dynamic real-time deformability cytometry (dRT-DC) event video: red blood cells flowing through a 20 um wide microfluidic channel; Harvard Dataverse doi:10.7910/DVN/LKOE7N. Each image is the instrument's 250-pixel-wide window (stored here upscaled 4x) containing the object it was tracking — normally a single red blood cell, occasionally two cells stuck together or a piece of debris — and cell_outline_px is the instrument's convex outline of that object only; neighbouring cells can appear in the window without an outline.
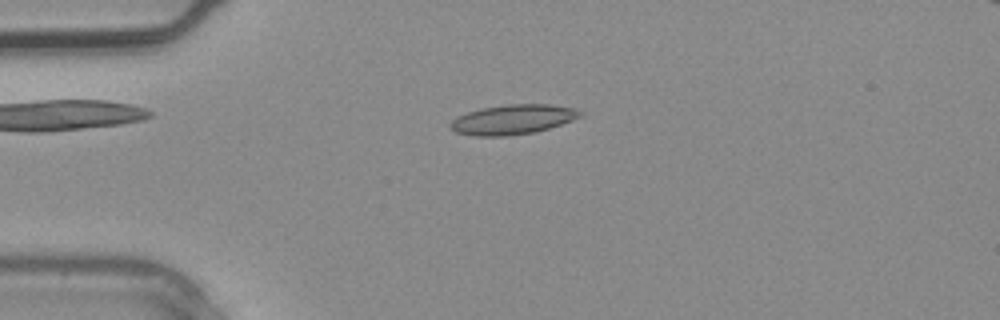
{"species": "common noctule bat (a hibernating species)", "species_latin": "Nyctalus noctula", "temperature_condition": "warm", "stored_images_in_passage": 2, "camera_frame_rate_fps": 3000, "um_per_image_px": 0.085, "animal": {"sex": "male", "body_mass_g": 20.4}, "frame": {"image": 1, "passage_image": 2, "time_ms": 0.333, "image_size_px": [1000, 320], "cell_outline_px": [[584, 116], [536, 132], [508, 136], [472, 136], [456, 132], [448, 124], [456, 116], [480, 108], [508, 104], [552, 104], [576, 108], [584, 112]], "centroid_in_image_um": [43.61, 10.15], "position_along_channel_um": 41.4, "area_um2": 22.77}}